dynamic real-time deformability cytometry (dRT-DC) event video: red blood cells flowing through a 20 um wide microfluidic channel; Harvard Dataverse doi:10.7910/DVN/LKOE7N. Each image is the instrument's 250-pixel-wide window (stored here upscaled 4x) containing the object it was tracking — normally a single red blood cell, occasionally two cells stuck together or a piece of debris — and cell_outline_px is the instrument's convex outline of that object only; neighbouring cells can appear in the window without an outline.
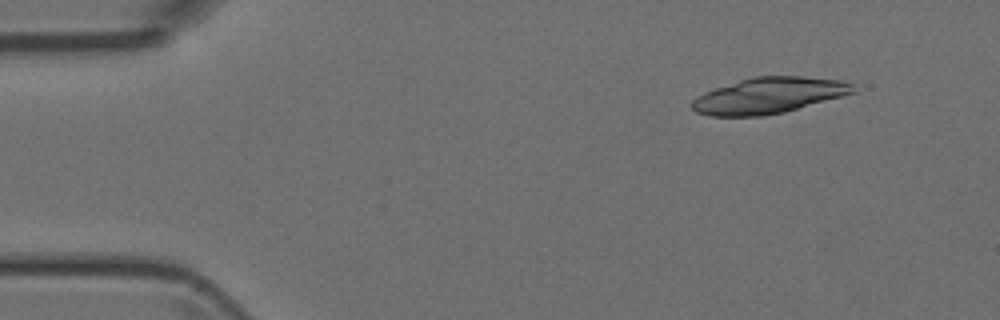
{"species": "Egyptian fruit bat (a non-hibernating species)", "species_latin": "Rousettus aegyptiacus", "temperature_condition": "room temperature", "stored_images_in_passage": 7, "camera_frame_rate_fps": 3000, "um_per_image_px": 0.085, "animal": {"sex": "female"}, "frame": {"image": 1, "passage_image": 2, "time_ms": 1.333, "image_size_px": [1000, 320], "cell_outline_px": [[856, 92], [784, 112], [764, 116], [708, 116], [696, 112], [692, 108], [692, 100], [696, 96], [704, 92], [752, 76], [804, 76], [844, 80], [852, 84]], "centroid_in_image_um": [65.34, 8.11], "position_along_channel_um": 19.7, "area_um2": 33.76}}